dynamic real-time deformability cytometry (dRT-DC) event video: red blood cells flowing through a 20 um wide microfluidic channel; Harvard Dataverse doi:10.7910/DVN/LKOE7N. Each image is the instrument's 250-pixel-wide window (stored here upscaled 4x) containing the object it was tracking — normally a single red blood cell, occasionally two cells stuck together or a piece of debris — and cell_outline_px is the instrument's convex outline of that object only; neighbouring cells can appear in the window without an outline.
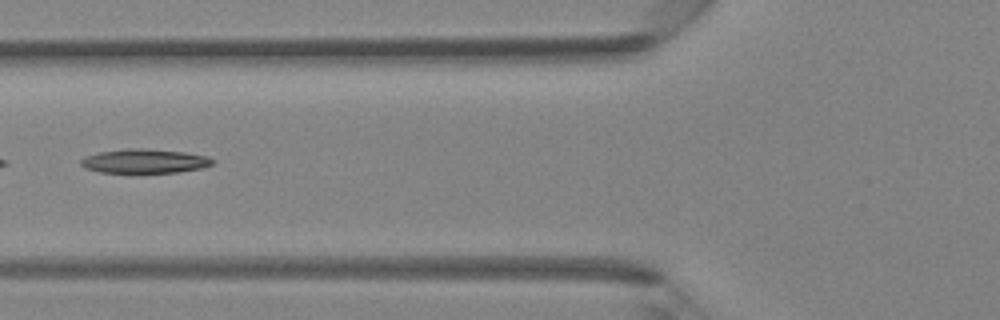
{"species": "Egyptian fruit bat (a non-hibernating species)", "species_latin": "Rousettus aegyptiacus", "temperature_condition": "room temperature", "stored_images_in_passage": 36, "camera_frame_rate_fps": 3000, "um_per_image_px": 0.085, "animal": {"sex": "female"}, "frame": {"image": 1, "passage_image": 11, "time_ms": 3.333, "image_size_px": [1000, 320], "cell_outline_px": [[216, 160], [212, 164], [200, 168], [176, 172], [100, 172], [84, 168], [80, 164], [80, 160], [84, 156], [100, 152], [124, 148], [144, 148], [184, 152], [208, 156]], "centroid_in_image_um": [12.26, 13.68], "position_along_channel_um": 113.5, "area_um2": 18.5}}
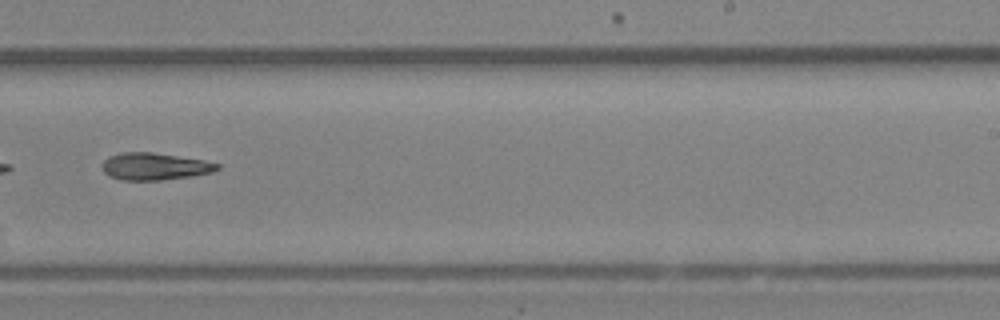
{"frame": {"image": 2, "passage_image": 21, "time_ms": 6.667, "image_size_px": [1000, 320], "cell_outline_px": [[220, 168], [212, 172], [192, 176], [160, 180], [124, 180], [108, 176], [104, 172], [104, 160], [108, 156], [120, 152], [152, 152], [204, 160], [220, 164]], "centroid_in_image_um": [13.15, 14.14], "position_along_channel_um": 275.8, "area_um2": 18.15}}
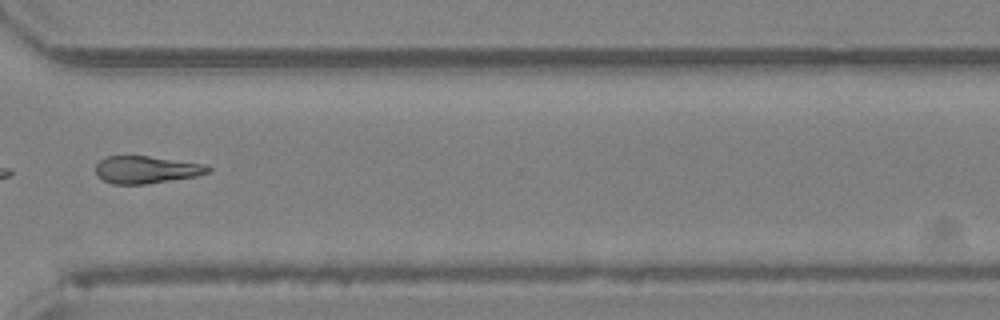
{"frame": {"image": 3, "passage_image": 26, "time_ms": 8.333, "image_size_px": [1000, 320], "cell_outline_px": [[212, 168], [208, 172], [196, 176], [144, 184], [112, 184], [96, 176], [96, 164], [104, 156], [148, 156], [204, 164]], "centroid_in_image_um": [12.39, 14.42], "position_along_channel_um": 358.2, "area_um2": 17.8}}